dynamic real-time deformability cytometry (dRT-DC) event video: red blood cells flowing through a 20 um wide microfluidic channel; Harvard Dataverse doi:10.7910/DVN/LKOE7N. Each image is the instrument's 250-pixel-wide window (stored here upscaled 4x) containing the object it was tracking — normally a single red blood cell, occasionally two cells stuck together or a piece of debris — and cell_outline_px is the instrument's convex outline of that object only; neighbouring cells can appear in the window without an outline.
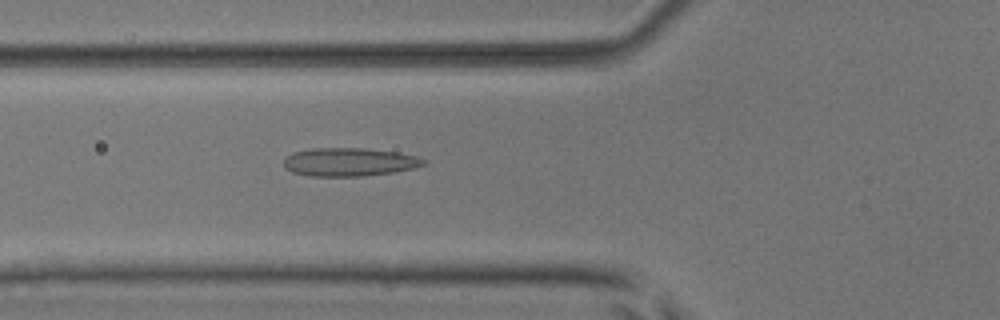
{"species": "common noctule bat (a hibernating species)", "species_latin": "Nyctalus noctula", "temperature_condition": "room temperature", "stored_images_in_passage": 43, "camera_frame_rate_fps": 3000, "um_per_image_px": 0.085, "animal": {"sex": "male", "body_mass_g": 17.9, "forearm_length_mm": 54.2}, "frame": {"image": 1, "passage_image": 11, "time_ms": 3.333, "image_size_px": [1000, 320], "cell_outline_px": [[428, 164], [412, 168], [392, 172], [364, 176], [312, 176], [292, 172], [284, 168], [284, 156], [292, 152], [312, 148], [364, 148], [400, 152], [416, 156], [424, 160]], "centroid_in_image_um": [29.66, 13.76], "position_along_channel_um": 96.1, "area_um2": 23.24}}
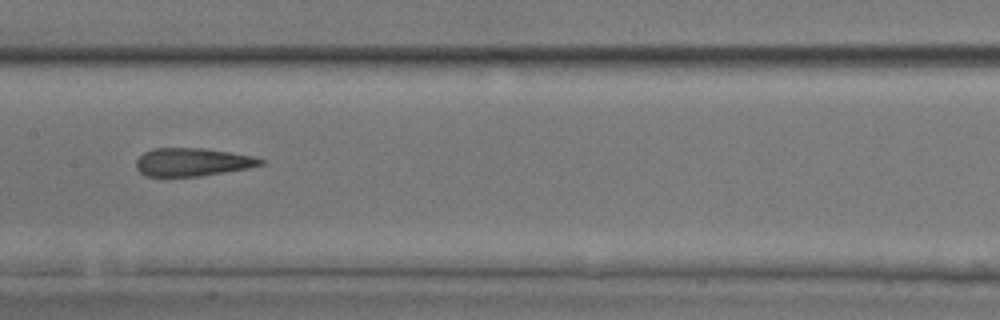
{"frame": {"image": 2, "passage_image": 18, "time_ms": 5.667, "image_size_px": [1000, 320], "cell_outline_px": [[264, 164], [248, 168], [200, 176], [144, 176], [136, 168], [136, 160], [144, 152], [152, 148], [204, 148], [252, 156], [264, 160]], "centroid_in_image_um": [16.32, 13.77], "position_along_channel_um": 191.1, "area_um2": 20.29}}
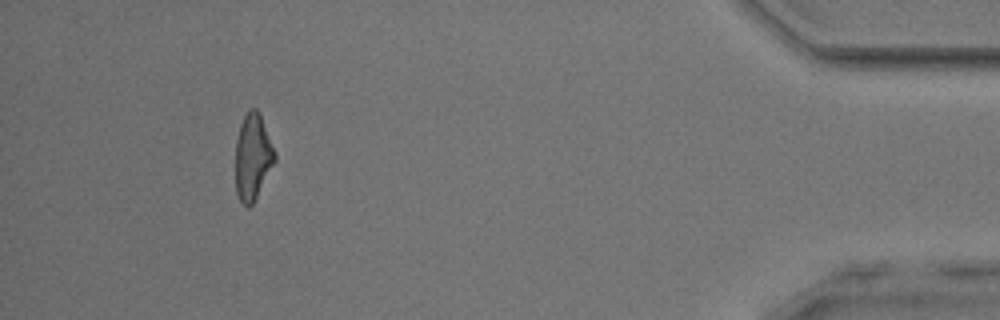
{"frame": {"image": 3, "passage_image": 39, "time_ms": 12.667, "image_size_px": [1000, 320], "cell_outline_px": [[276, 160], [252, 204], [248, 208], [240, 200], [236, 192], [236, 140], [240, 124], [248, 108], [256, 108], [260, 112], [276, 152]], "centroid_in_image_um": [21.49, 13.28], "position_along_channel_um": 413.7, "area_um2": 19.77}, "authors_computed_cell_mechanics": {"area_um2": 20.8658, "velocity_mm_per_s": 4.0672, "shape_relaxation_time_tau1_ms": null, "shape_relaxation_time_tau2_ms": 2.1146, "deformation_change_tau1": null, "deformation_change_tau2": 0.117}}